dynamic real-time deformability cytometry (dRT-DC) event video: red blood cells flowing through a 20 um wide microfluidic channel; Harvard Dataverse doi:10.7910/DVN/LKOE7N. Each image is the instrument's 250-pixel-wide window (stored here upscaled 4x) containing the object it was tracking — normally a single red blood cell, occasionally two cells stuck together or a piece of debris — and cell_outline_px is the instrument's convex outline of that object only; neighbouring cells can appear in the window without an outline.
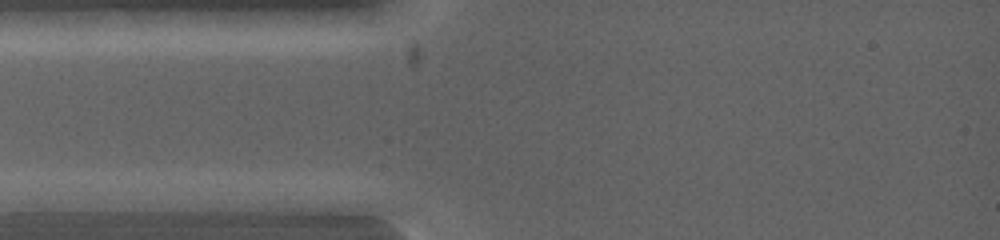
{"species": "common noctule bat (a hibernating species)", "species_latin": "Nyctalus noctula", "temperature_condition": "warm", "stored_images_in_passage": 5, "camera_frame_rate_fps": 5000, "um_per_image_px": 0.085, "animal": {"sex": "female", "body_mass_g": 19.0, "forearm_length_mm": 53.3}, "frame": {"image": 1, "passage_image": 2, "time_ms": 0.4, "image_size_px": [1000, 240], "cell_outline_px": [[120, 200], [96, 212], [16, 212], [12, 200], [44, 192], [100, 192]], "centroid_in_image_um": [5.44, 17.19], "position_along_channel_um": 79.6, "area_um2": 12.89}}
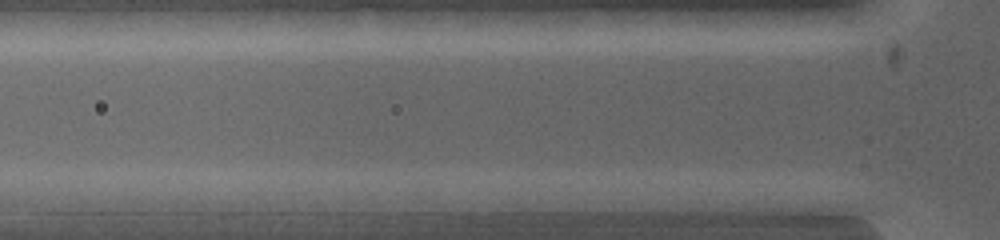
{"frame": {"image": 2, "passage_image": 3, "time_ms": 1.0, "image_size_px": [1000, 240], "cell_outline_px": [[236, 196], [224, 212], [136, 212], [124, 200], [124, 196], [128, 192], [200, 188], [208, 188], [228, 192]], "centroid_in_image_um": [15.3, 17.05], "position_along_channel_um": 110.5, "area_um2": 16.36}}